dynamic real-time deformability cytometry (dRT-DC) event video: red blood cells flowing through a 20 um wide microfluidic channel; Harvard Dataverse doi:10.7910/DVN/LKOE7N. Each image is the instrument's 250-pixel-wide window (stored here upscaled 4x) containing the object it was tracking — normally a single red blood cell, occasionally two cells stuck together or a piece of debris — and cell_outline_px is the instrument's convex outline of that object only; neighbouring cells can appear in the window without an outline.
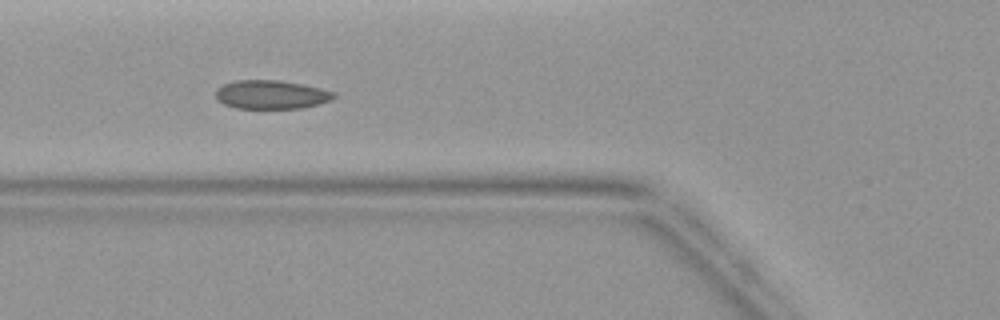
{"species": "common noctule bat (a hibernating species)", "species_latin": "Nyctalus noctula", "temperature_condition": "warm", "stored_images_in_passage": 7, "camera_frame_rate_fps": 3000, "um_per_image_px": 0.085, "animal": {"sex": "female", "body_mass_g": 19.9}, "frame": {"image": 1, "passage_image": 6, "time_ms": 5.667, "image_size_px": [1000, 320], "cell_outline_px": [[336, 96], [332, 100], [300, 108], [236, 108], [224, 104], [216, 100], [216, 88], [224, 84], [236, 80], [280, 80], [304, 84], [336, 92]], "centroid_in_image_um": [23.05, 8.03], "position_along_channel_um": 102.8, "area_um2": 19.83}}
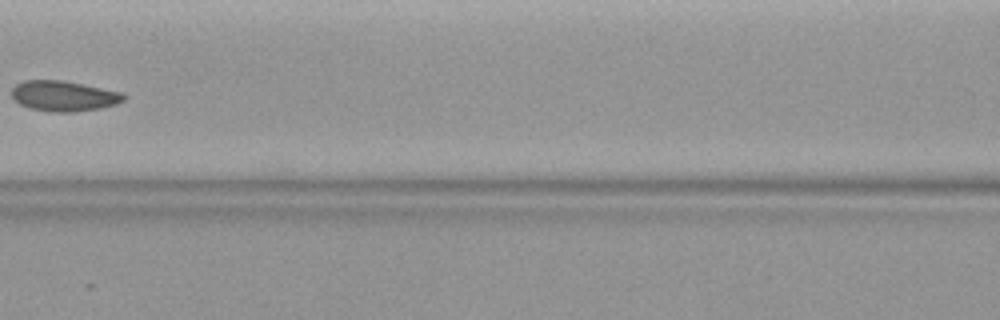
{"frame": {"image": 2, "passage_image": 7, "time_ms": 7.0, "image_size_px": [1000, 320], "cell_outline_px": [[128, 96], [124, 100], [116, 104], [100, 108], [76, 112], [52, 112], [28, 108], [12, 100], [12, 88], [16, 84], [24, 80], [64, 80], [124, 92]], "centroid_in_image_um": [5.44, 8.16], "position_along_channel_um": 161.2, "area_um2": 20.23}}